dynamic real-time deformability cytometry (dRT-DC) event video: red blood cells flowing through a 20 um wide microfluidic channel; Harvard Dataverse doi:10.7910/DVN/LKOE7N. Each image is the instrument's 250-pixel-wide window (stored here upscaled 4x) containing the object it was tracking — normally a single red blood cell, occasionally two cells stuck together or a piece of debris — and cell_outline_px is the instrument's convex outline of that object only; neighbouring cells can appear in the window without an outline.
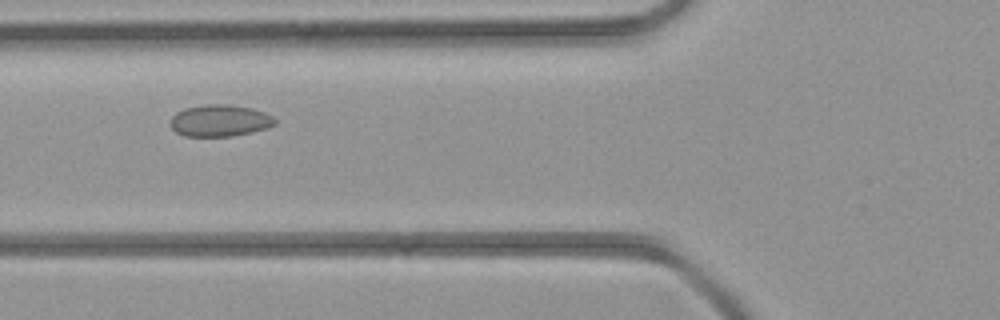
{"species": "common noctule bat (a hibernating species)", "species_latin": "Nyctalus noctula", "temperature_condition": "room temperature", "stored_images_in_passage": 4, "camera_frame_rate_fps": 3000, "um_per_image_px": 0.085, "animal": {"sex": "female", "body_mass_g": 21.9}, "frame": {"image": 1, "passage_image": 4, "time_ms": 3.333, "image_size_px": [1000, 320], "cell_outline_px": [[276, 124], [268, 128], [252, 132], [232, 136], [184, 136], [176, 132], [172, 128], [172, 116], [176, 112], [184, 108], [204, 104], [232, 104], [252, 108], [264, 112], [272, 116], [276, 120]], "centroid_in_image_um": [18.71, 10.24], "position_along_channel_um": 107.1, "area_um2": 19.48}}